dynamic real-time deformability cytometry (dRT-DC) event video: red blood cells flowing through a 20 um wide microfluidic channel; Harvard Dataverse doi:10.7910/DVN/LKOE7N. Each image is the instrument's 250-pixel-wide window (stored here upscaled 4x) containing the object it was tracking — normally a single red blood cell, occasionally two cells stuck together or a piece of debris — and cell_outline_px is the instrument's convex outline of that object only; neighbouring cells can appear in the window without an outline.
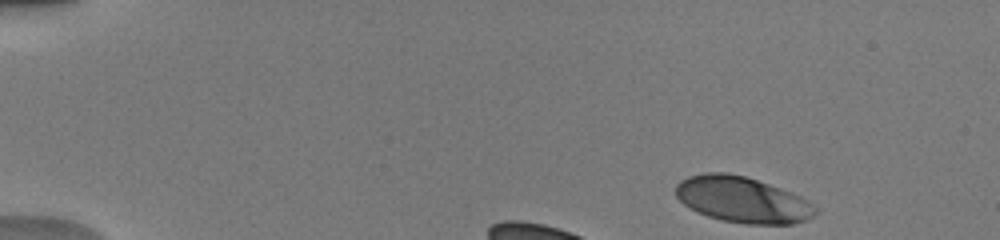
{"species": "human", "species_latin": "Homo sapiens", "temperature_condition": "warm", "stored_images_in_passage": 36, "camera_frame_rate_fps": 3000, "um_per_image_px": 0.085, "donor": {"sex": "male"}, "frame": {"image": 1, "passage_image": 1, "time_ms": 0.0, "image_size_px": [1000, 240], "cell_outline_px": [[816, 212], [812, 216], [804, 220], [792, 224], [744, 224], [720, 220], [696, 212], [684, 204], [676, 196], [676, 184], [680, 180], [688, 176], [704, 172], [728, 172], [744, 176], [768, 184], [800, 196], [808, 200], [816, 208]], "centroid_in_image_um": [63.06, 16.97], "position_along_channel_um": 21.9, "area_um2": 37.28}}
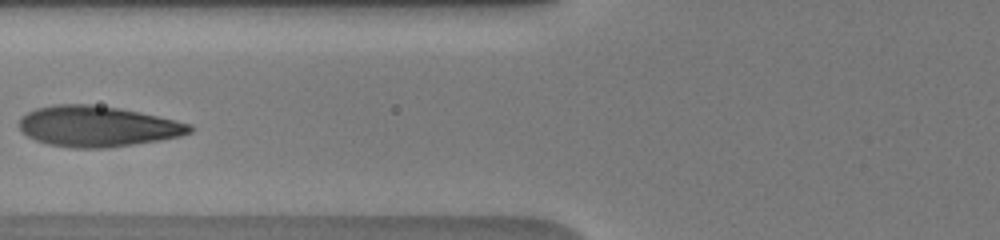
{"frame": {"image": 2, "passage_image": 15, "time_ms": 5.333, "image_size_px": [1000, 240], "cell_outline_px": [[192, 132], [180, 136], [108, 148], [72, 148], [48, 144], [36, 140], [28, 136], [20, 128], [20, 116], [36, 108], [56, 104], [88, 104], [120, 108], [140, 112], [176, 120], [192, 124]], "centroid_in_image_um": [8.28, 10.73], "position_along_channel_um": 117.5, "area_um2": 40.23}}
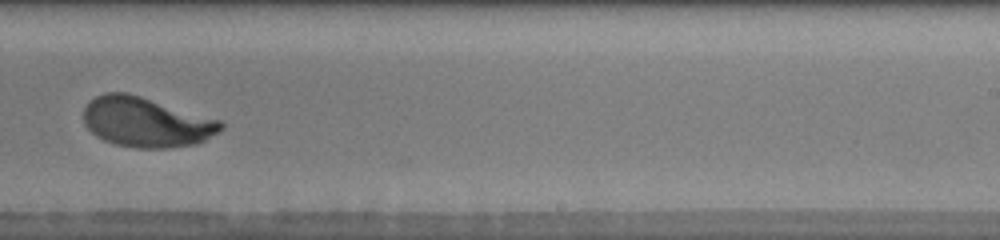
{"frame": {"image": 3, "passage_image": 22, "time_ms": 9.333, "image_size_px": [1000, 240], "cell_outline_px": [[224, 128], [220, 132], [196, 144], [168, 148], [136, 148], [116, 144], [104, 140], [96, 136], [84, 124], [84, 108], [88, 100], [104, 92], [128, 92], [220, 120], [224, 124]], "centroid_in_image_um": [12.42, 10.37], "position_along_channel_um": 276.6, "area_um2": 40.06}, "authors_computed_cell_mechanics": {"area_um2": 39.5063, "velocity_mm_per_s": 3.9823, "shape_relaxation_time_tau1_ms": 2.2842, "shape_relaxation_time_tau2_ms": null, "deformation_change_tau1": 0.1656, "deformation_change_tau2": null}}